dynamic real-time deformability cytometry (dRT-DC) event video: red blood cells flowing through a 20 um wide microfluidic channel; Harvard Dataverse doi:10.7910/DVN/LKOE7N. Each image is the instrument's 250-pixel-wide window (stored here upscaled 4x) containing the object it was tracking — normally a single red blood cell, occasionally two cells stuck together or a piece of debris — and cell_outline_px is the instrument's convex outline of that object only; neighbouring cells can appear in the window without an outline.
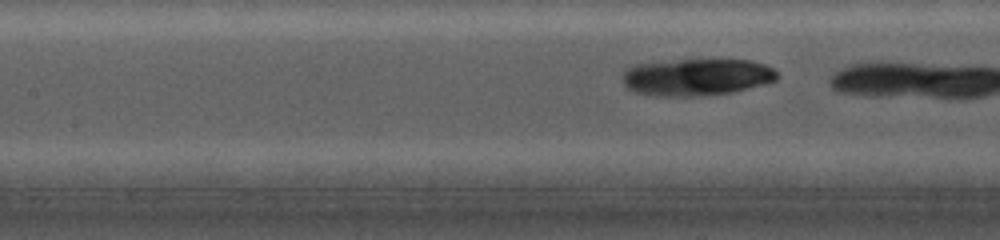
{"species": "common noctule bat (a hibernating species)", "species_latin": "Nyctalus noctula", "temperature_condition": "cold", "stored_images_in_passage": 11, "camera_frame_rate_fps": 5000, "um_per_image_px": 0.085, "animal": {"sex": "female", "body_mass_g": 19.0, "forearm_length_mm": 56.7}, "frame": {"image": 1, "passage_image": 5, "time_ms": 1.0, "image_size_px": [1000, 240], "cell_outline_px": [[780, 76], [776, 80], [764, 84], [732, 92], [704, 96], [656, 96], [632, 92], [624, 88], [624, 68], [632, 64], [700, 56], [724, 56], [752, 60], [764, 64], [772, 68]], "centroid_in_image_um": [59.21, 6.48], "position_along_channel_um": 148.2, "area_um2": 35.43}}